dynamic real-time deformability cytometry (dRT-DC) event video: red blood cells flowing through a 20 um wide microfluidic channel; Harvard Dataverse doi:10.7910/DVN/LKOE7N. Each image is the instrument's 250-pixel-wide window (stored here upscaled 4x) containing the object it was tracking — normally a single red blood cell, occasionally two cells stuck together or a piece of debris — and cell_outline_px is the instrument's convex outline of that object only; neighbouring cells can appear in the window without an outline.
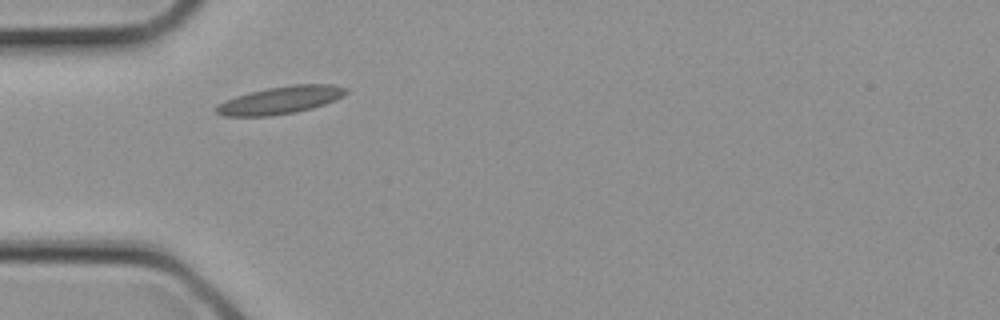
{"species": "common noctule bat (a hibernating species)", "species_latin": "Nyctalus noctula", "temperature_condition": "cold", "stored_images_in_passage": 1, "camera_frame_rate_fps": 3000, "um_per_image_px": 0.085, "animal": {"sex": "female", "body_mass_g": 21.9}, "frame": {"image": 1, "passage_image": 1, "time_ms": 0.0, "image_size_px": [1000, 320], "cell_outline_px": [[348, 92], [336, 100], [312, 108], [296, 112], [272, 116], [224, 116], [216, 112], [216, 104], [224, 100], [236, 96], [268, 88], [292, 84], [332, 84], [348, 88]], "centroid_in_image_um": [23.85, 8.51], "position_along_channel_um": 61.1, "area_um2": 20.87}}